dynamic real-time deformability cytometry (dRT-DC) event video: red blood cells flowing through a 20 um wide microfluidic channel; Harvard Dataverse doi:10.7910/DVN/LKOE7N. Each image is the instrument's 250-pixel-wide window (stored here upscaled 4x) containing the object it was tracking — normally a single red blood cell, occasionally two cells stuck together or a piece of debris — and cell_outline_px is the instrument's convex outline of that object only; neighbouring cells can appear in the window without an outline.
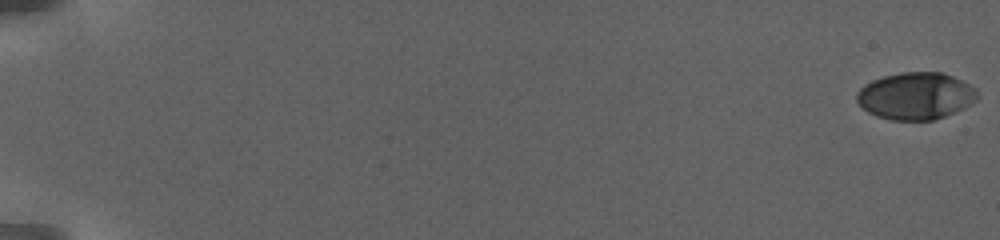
{"species": "human", "species_latin": "Homo sapiens", "temperature_condition": "warm", "stored_images_in_passage": 49, "camera_frame_rate_fps": 3000, "um_per_image_px": 0.085, "donor": {"sex": "female"}, "frame": {"image": 1, "passage_image": 1, "time_ms": 0.0, "image_size_px": [1000, 240], "cell_outline_px": [[980, 96], [972, 104], [956, 112], [932, 120], [892, 120], [876, 116], [868, 112], [856, 100], [856, 92], [864, 84], [872, 80], [884, 76], [900, 72], [940, 72], [952, 76], [976, 88]], "centroid_in_image_um": [77.84, 8.15], "position_along_channel_um": 7.2, "area_um2": 33.23}}
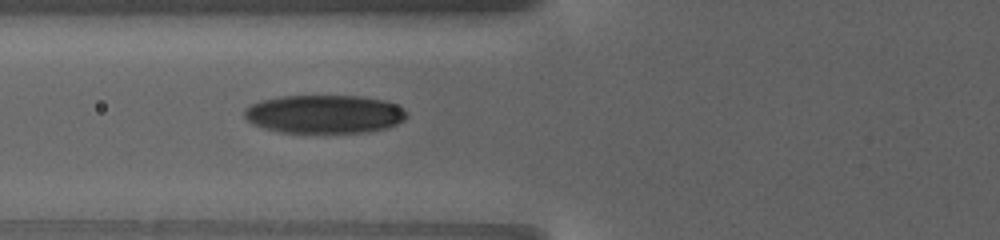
{"frame": {"image": 2, "passage_image": 21, "time_ms": 10.667, "image_size_px": [1000, 240], "cell_outline_px": [[408, 116], [404, 120], [388, 128], [368, 132], [324, 136], [280, 132], [264, 128], [252, 124], [244, 116], [244, 108], [260, 100], [280, 96], [360, 96], [384, 100], [396, 104]], "centroid_in_image_um": [27.55, 9.75], "position_along_channel_um": 98.3, "area_um2": 37.57}}
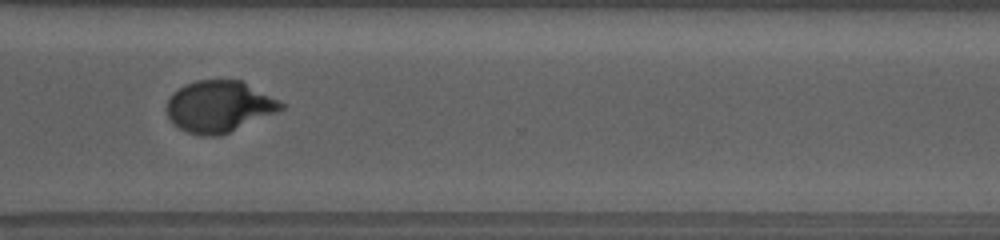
{"frame": {"image": 3, "passage_image": 37, "time_ms": 19.667, "image_size_px": [1000, 240], "cell_outline_px": [[284, 108], [276, 112], [220, 136], [200, 136], [188, 132], [172, 124], [168, 116], [168, 100], [172, 92], [184, 84], [196, 80], [240, 80], [280, 100], [284, 104]], "centroid_in_image_um": [18.6, 9.05], "position_along_channel_um": 352.0, "area_um2": 34.16}, "authors_computed_cell_mechanics": {"area_um2": 34.1598, "velocity_mm_per_s": 2.8212, "shape_relaxation_time_tau1_ms": 6.5832, "shape_relaxation_time_tau2_ms": null, "deformation_change_tau1": 0.2117, "deformation_change_tau2": null}}